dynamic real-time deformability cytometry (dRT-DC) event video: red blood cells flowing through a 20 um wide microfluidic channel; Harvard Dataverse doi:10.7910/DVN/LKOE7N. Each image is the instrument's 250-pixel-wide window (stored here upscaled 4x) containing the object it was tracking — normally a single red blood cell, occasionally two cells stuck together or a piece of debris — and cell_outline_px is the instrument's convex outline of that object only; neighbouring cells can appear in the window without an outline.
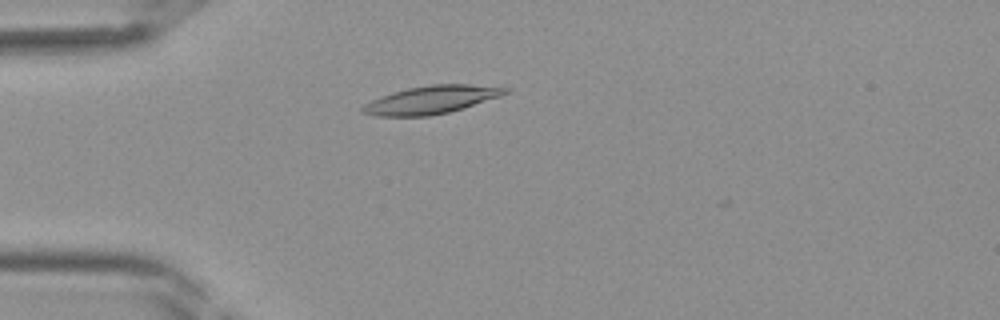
{"species": "Egyptian fruit bat (a non-hibernating species)", "species_latin": "Rousettus aegyptiacus", "temperature_condition": "room temperature", "stored_images_in_passage": 7, "camera_frame_rate_fps": 3000, "um_per_image_px": 0.085, "frame": {"image": 1, "passage_image": 5, "time_ms": 1.333, "image_size_px": [1000, 320], "cell_outline_px": [[508, 92], [500, 96], [464, 108], [448, 112], [428, 116], [372, 116], [360, 112], [360, 108], [364, 104], [380, 96], [392, 92], [408, 88], [432, 84], [468, 84], [508, 88]], "centroid_in_image_um": [36.6, 8.49], "position_along_channel_um": 48.4, "area_um2": 23.18}}